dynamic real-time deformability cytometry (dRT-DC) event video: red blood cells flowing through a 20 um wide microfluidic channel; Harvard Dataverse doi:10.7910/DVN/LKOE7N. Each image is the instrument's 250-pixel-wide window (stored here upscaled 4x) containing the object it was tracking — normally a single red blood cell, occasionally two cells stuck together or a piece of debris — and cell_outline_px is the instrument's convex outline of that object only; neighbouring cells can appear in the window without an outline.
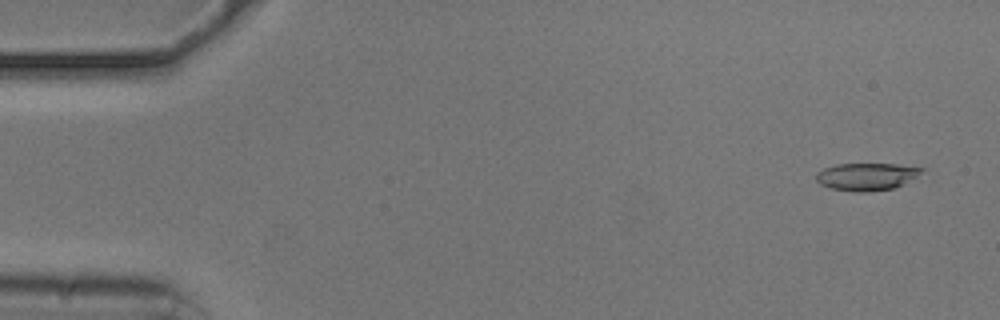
{"species": "common noctule bat (a hibernating species)", "species_latin": "Nyctalus noctula", "temperature_condition": "cold", "stored_images_in_passage": 10, "camera_frame_rate_fps": 3000, "um_per_image_px": 0.085, "animal": {"sex": "male", "body_mass_g": 20.5, "forearm_length_mm": 52.5}, "frame": {"image": 1, "passage_image": 3, "time_ms": 0.667, "image_size_px": [1000, 320], "cell_outline_px": [[924, 168], [916, 176], [896, 188], [868, 192], [860, 192], [832, 188], [820, 184], [816, 180], [816, 172], [824, 168], [836, 164], [896, 164]], "centroid_in_image_um": [73.63, 15.01], "position_along_channel_um": 11.4, "area_um2": 16.7}}